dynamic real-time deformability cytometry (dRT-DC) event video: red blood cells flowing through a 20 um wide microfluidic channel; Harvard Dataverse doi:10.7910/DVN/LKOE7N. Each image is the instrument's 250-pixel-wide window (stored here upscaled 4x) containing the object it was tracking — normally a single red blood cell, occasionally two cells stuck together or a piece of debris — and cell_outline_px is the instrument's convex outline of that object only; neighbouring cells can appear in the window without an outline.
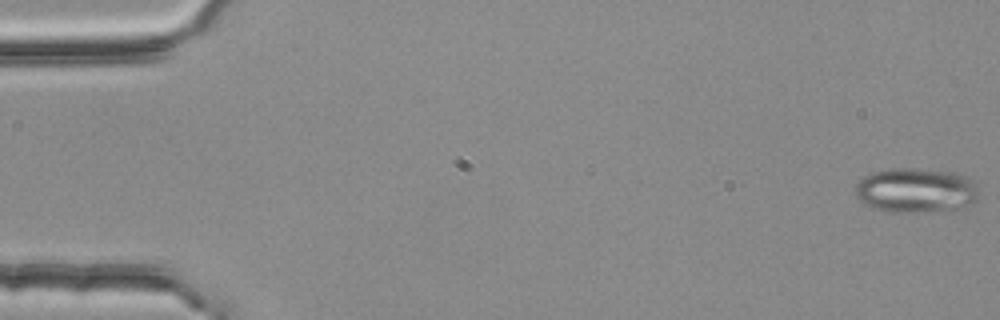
{"species": "common noctule bat (a hibernating species)", "species_latin": "Nyctalus noctula", "temperature_condition": "room temperature", "stored_images_in_passage": 4, "camera_frame_rate_fps": 3000, "um_per_image_px": 0.085, "animal": {"sex": "female", "body_mass_g": 25.1}, "frame": {"image": 1, "passage_image": 1, "time_ms": 0.0, "image_size_px": [1000, 320], "cell_outline_px": [[980, 196], [976, 200], [964, 208], [912, 212], [892, 212], [872, 208], [864, 204], [856, 196], [856, 184], [864, 176], [872, 172], [892, 168], [916, 168], [956, 172], [968, 176], [976, 184]], "centroid_in_image_um": [77.88, 16.16], "position_along_channel_um": 7.1, "area_um2": 32.48}}